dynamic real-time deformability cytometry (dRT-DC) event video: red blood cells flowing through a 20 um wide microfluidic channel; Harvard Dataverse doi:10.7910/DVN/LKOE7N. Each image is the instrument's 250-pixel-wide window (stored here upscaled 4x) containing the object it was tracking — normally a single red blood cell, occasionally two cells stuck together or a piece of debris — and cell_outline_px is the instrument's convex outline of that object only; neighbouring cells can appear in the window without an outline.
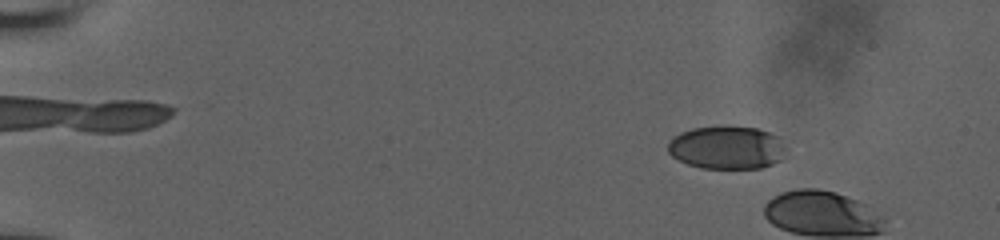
{"species": "human", "species_latin": "Homo sapiens", "temperature_condition": "room temperature", "stored_images_in_passage": 4, "camera_frame_rate_fps": 3000, "um_per_image_px": 0.085, "donor": {"sex": "male"}, "frame": {"image": 1, "passage_image": 2, "time_ms": 0.333, "image_size_px": [1000, 240], "cell_outline_px": [[788, 148], [780, 160], [772, 164], [760, 168], [700, 168], [688, 164], [672, 156], [668, 152], [668, 140], [672, 136], [680, 132], [692, 128], [756, 128], [768, 132], [776, 136]], "centroid_in_image_um": [61.76, 12.57], "position_along_channel_um": 23.2, "area_um2": 29.3}}